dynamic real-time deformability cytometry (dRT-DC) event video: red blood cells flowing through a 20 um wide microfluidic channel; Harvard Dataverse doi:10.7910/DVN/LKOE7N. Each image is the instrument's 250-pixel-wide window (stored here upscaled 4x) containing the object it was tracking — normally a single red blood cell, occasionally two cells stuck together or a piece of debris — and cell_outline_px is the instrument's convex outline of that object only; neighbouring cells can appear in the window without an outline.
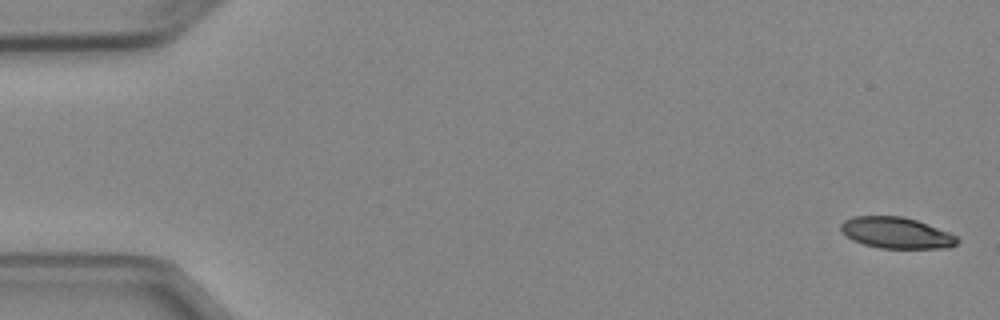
{"species": "Egyptian fruit bat (a non-hibernating species)", "species_latin": "Rousettus aegyptiacus", "temperature_condition": "cold", "stored_images_in_passage": 6, "segment_of_instrument_passage": [1, 2], "camera_frame_rate_fps": 3000, "um_per_image_px": 0.085, "animal": {"sex": "female"}, "frame": {"image": 1, "passage_image": 1, "time_ms": 0.0, "image_size_px": [1000, 320], "cell_outline_px": [[960, 240], [956, 244], [948, 248], [880, 248], [864, 244], [852, 240], [840, 232], [840, 224], [844, 220], [852, 216], [900, 216], [916, 220], [948, 232], [956, 236]], "centroid_in_image_um": [76.14, 19.79], "position_along_channel_um": 8.9, "area_um2": 21.15}}
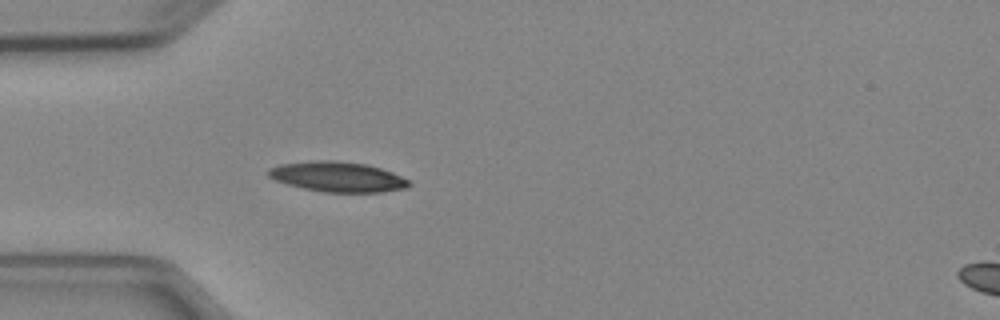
{"frame": {"image": 2, "passage_image": 5, "time_ms": 4.667, "image_size_px": [1000, 320], "cell_outline_px": [[412, 184], [408, 188], [380, 192], [324, 192], [304, 188], [288, 184], [276, 180], [268, 176], [264, 172], [268, 168], [280, 164], [316, 160], [336, 160], [364, 164], [380, 168], [392, 172], [408, 180]], "centroid_in_image_um": [28.68, 15.02], "position_along_channel_um": 56.3, "area_um2": 24.68}}